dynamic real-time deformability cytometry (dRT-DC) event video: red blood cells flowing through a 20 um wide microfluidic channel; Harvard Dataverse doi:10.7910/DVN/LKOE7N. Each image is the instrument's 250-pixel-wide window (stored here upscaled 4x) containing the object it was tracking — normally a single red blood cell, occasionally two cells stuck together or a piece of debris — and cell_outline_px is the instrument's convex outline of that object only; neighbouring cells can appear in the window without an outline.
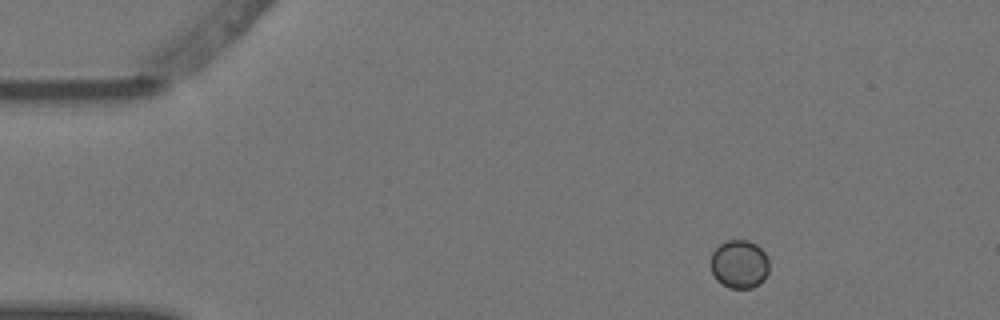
{"species": "Egyptian fruit bat (a non-hibernating species)", "species_latin": "Rousettus aegyptiacus", "temperature_condition": "warm", "stored_images_in_passage": 12, "camera_frame_rate_fps": 3000, "um_per_image_px": 0.085, "animal": {"sex": "female"}, "frame": {"image": 1, "passage_image": 1, "time_ms": 0.0, "image_size_px": [1000, 320], "cell_outline_px": [[768, 272], [764, 280], [760, 284], [752, 288], [728, 288], [716, 280], [712, 272], [712, 252], [720, 244], [728, 240], [748, 240], [756, 244], [764, 252], [768, 260]], "centroid_in_image_um": [62.86, 22.46], "position_along_channel_um": 22.1, "area_um2": 16.47}}
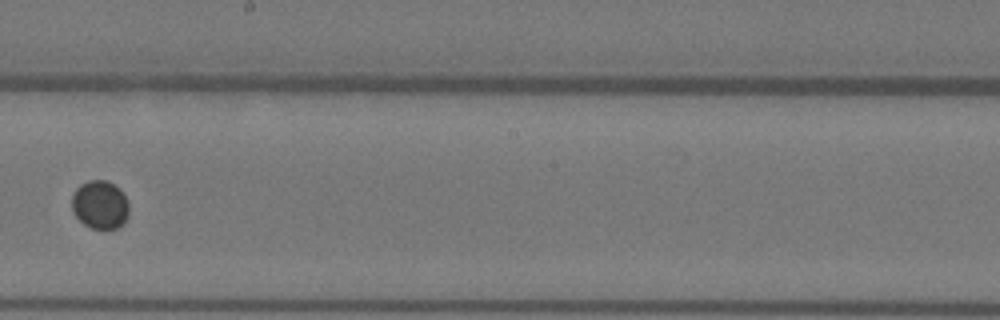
{"frame": {"image": 2, "passage_image": 7, "time_ms": 2.0, "image_size_px": [1000, 320], "cell_outline_px": [[128, 216], [116, 228], [92, 228], [84, 224], [72, 212], [72, 192], [80, 184], [88, 180], [108, 180], [120, 188], [128, 200]], "centroid_in_image_um": [8.49, 17.36], "position_along_channel_um": 239.7, "area_um2": 16.18}}
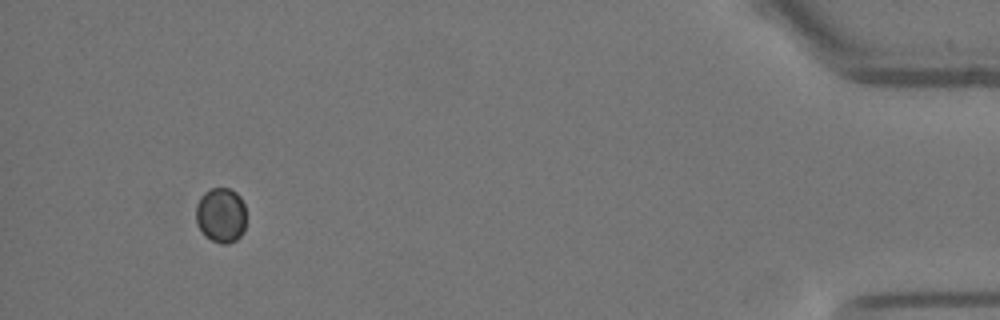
{"frame": {"image": 3, "passage_image": 12, "time_ms": 3.667, "image_size_px": [1000, 320], "cell_outline_px": [[244, 232], [236, 240], [228, 244], [220, 244], [204, 236], [196, 224], [196, 204], [200, 196], [204, 192], [212, 188], [228, 188], [236, 192], [240, 196], [244, 204]], "centroid_in_image_um": [18.75, 18.29], "position_along_channel_um": 416.4, "area_um2": 16.3}}